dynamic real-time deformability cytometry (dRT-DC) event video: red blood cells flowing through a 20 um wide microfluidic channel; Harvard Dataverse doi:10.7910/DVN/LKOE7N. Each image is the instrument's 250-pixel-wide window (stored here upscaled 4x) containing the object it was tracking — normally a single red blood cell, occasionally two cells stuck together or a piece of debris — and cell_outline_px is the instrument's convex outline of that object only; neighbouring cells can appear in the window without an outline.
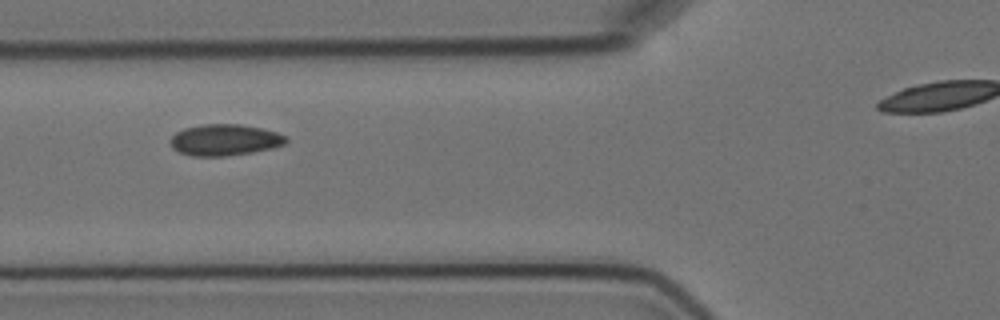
{"species": "Egyptian fruit bat (a non-hibernating species)", "species_latin": "Rousettus aegyptiacus", "temperature_condition": "cold", "stored_images_in_passage": 11, "camera_frame_rate_fps": 3000, "um_per_image_px": 0.085, "animal": {"sex": "female"}, "frame": {"image": 1, "passage_image": 2, "time_ms": 1.0, "image_size_px": [1000, 320], "cell_outline_px": [[288, 140], [284, 144], [272, 148], [252, 152], [224, 156], [192, 156], [180, 152], [172, 148], [172, 136], [176, 132], [184, 128], [204, 124], [240, 124], [260, 128], [276, 132], [288, 136]], "centroid_in_image_um": [19.12, 11.89], "position_along_channel_um": 106.7, "area_um2": 20.98}}
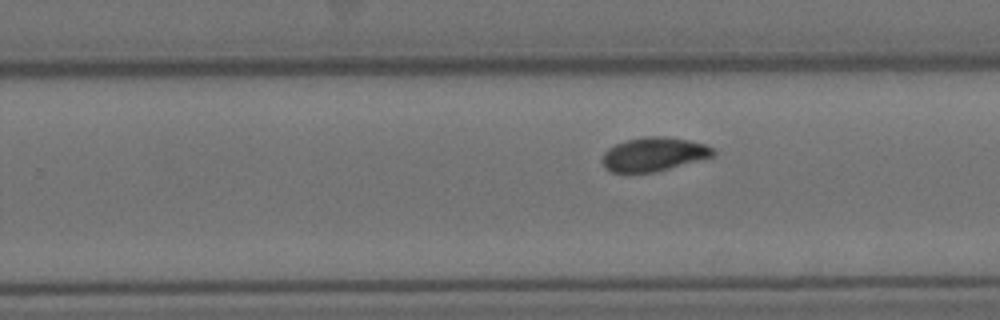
{"frame": {"image": 2, "passage_image": 7, "time_ms": 8.0, "image_size_px": [1000, 320], "cell_outline_px": [[716, 152], [712, 156], [656, 172], [612, 172], [604, 168], [600, 160], [604, 152], [608, 148], [616, 144], [628, 140], [644, 136], [664, 136], [688, 140], [704, 144], [712, 148]], "centroid_in_image_um": [55.52, 13.11], "position_along_channel_um": 274.3, "area_um2": 21.73}}
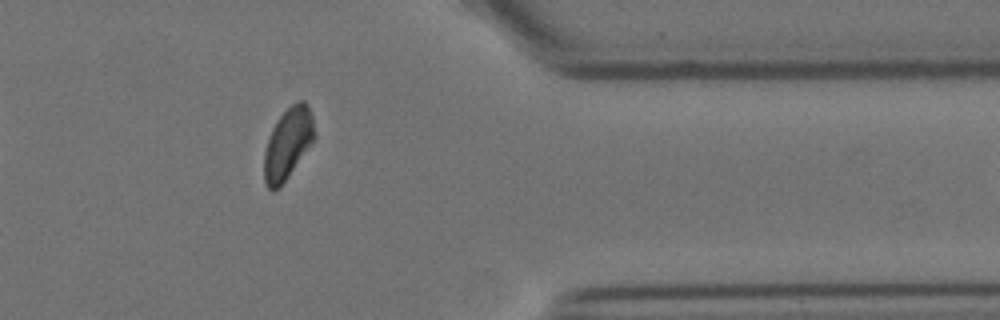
{"frame": {"image": 3, "passage_image": 10, "time_ms": 11.667, "image_size_px": [1000, 320], "cell_outline_px": [[316, 136], [280, 188], [272, 192], [268, 188], [264, 180], [264, 152], [272, 128], [276, 120], [292, 104], [300, 100], [304, 100], [308, 104], [312, 116]], "centroid_in_image_um": [24.46, 12.21], "position_along_channel_um": 386.9, "area_um2": 20.75}}